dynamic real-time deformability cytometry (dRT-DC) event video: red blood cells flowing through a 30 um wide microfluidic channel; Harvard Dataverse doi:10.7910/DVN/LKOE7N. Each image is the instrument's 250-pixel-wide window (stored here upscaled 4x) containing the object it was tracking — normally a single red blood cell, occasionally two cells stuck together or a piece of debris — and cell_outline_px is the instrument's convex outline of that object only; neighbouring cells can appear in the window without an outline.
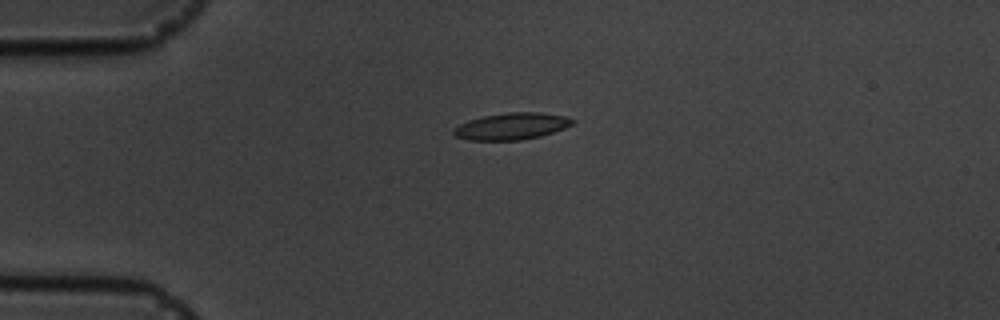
{"species": "common noctule bat (a hibernating species)", "species_latin": "Nyctalus noctula", "temperature_condition": "cold", "stored_images_in_passage": 4, "camera_frame_rate_fps": 3000, "um_per_image_px": 0.085, "animal": {"sex": "male", "body_mass_g": 19.5, "forearm_length_mm": 54.6}, "frame": {"image": 1, "passage_image": 3, "time_ms": 2.333, "image_size_px": [1000, 320], "cell_outline_px": [[576, 120], [572, 124], [564, 128], [540, 136], [520, 140], [468, 140], [456, 136], [452, 132], [452, 128], [468, 120], [484, 116], [508, 112], [540, 112], [564, 116]], "centroid_in_image_um": [43.46, 10.73], "position_along_channel_um": 41.5, "area_um2": 18.44}}